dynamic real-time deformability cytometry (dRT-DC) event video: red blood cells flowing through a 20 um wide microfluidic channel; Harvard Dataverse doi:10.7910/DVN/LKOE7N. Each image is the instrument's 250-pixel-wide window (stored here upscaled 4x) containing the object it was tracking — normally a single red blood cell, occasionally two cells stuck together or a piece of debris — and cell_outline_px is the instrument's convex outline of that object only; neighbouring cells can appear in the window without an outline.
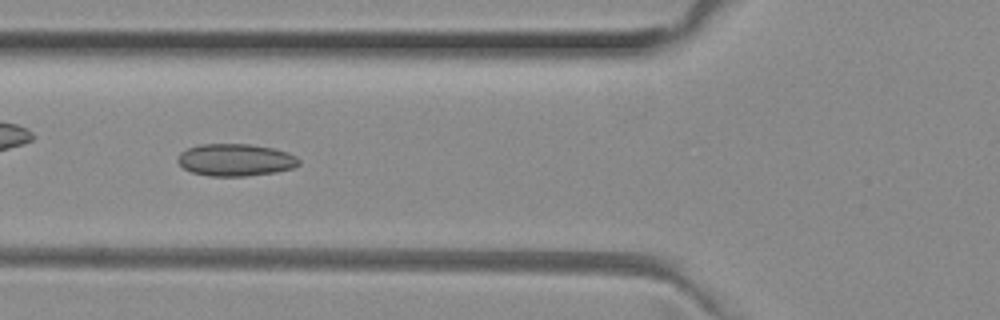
{"species": "common noctule bat (a hibernating species)", "species_latin": "Nyctalus noctula", "temperature_condition": "room temperature", "stored_images_in_passage": 38, "camera_frame_rate_fps": 3000, "um_per_image_px": 0.085, "animal": {"sex": "female", "body_mass_g": 29.2, "forearm_length_mm": 56.3}, "frame": {"image": 1, "passage_image": 6, "time_ms": 1.667, "image_size_px": [1000, 320], "cell_outline_px": [[300, 164], [292, 168], [276, 172], [248, 176], [208, 176], [192, 172], [184, 168], [176, 160], [180, 152], [188, 148], [200, 144], [248, 144], [272, 148], [288, 152], [296, 156], [300, 160]], "centroid_in_image_um": [20.02, 13.59], "position_along_channel_um": 105.8, "area_um2": 22.83}}
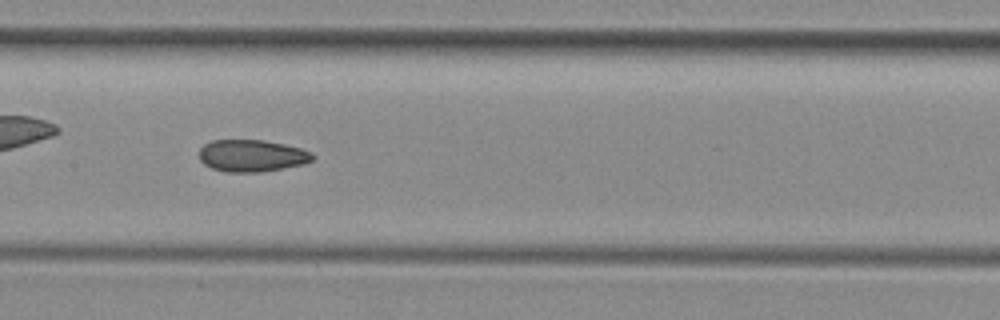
{"frame": {"image": 2, "passage_image": 12, "time_ms": 3.667, "image_size_px": [1000, 320], "cell_outline_px": [[316, 156], [312, 160], [304, 164], [260, 172], [224, 172], [212, 168], [204, 164], [200, 160], [200, 148], [204, 144], [212, 140], [264, 140], [284, 144], [300, 148], [312, 152]], "centroid_in_image_um": [21.41, 13.23], "position_along_channel_um": 186.0, "area_um2": 21.21}, "authors_computed_cell_mechanics": {"area_um2": 21.2704, "velocity_mm_per_s": 3.9931, "shape_relaxation_time_tau1_ms": null, "shape_relaxation_time_tau2_ms": 2.8762, "deformation_change_tau1": null, "deformation_change_tau2": 0.0859}}